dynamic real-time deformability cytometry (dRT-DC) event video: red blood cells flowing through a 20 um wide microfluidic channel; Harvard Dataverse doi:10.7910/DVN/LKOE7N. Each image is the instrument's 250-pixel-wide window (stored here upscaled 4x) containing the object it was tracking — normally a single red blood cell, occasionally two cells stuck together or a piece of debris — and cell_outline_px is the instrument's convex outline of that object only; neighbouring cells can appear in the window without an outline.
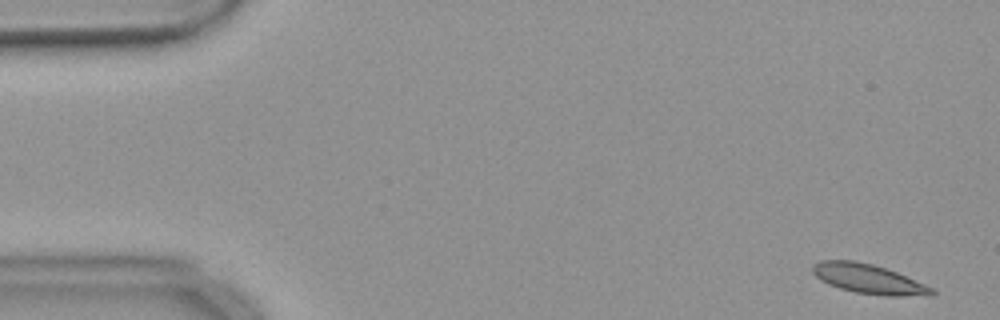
{"species": "common noctule bat (a hibernating species)", "species_latin": "Nyctalus noctula", "temperature_condition": "warm", "stored_images_in_passage": 56, "camera_frame_rate_fps": 3000, "um_per_image_px": 0.085, "animal": {"sex": "female", "body_mass_g": 18.4}, "frame": {"image": 1, "passage_image": 2, "time_ms": 0.333, "image_size_px": [1000, 320], "cell_outline_px": [[936, 292], [932, 296], [884, 296], [856, 292], [840, 288], [828, 284], [820, 280], [812, 272], [812, 264], [820, 260], [856, 260], [872, 264], [896, 272], [924, 284], [932, 288]], "centroid_in_image_um": [73.81, 23.71], "position_along_channel_um": 11.2, "area_um2": 20.52}}
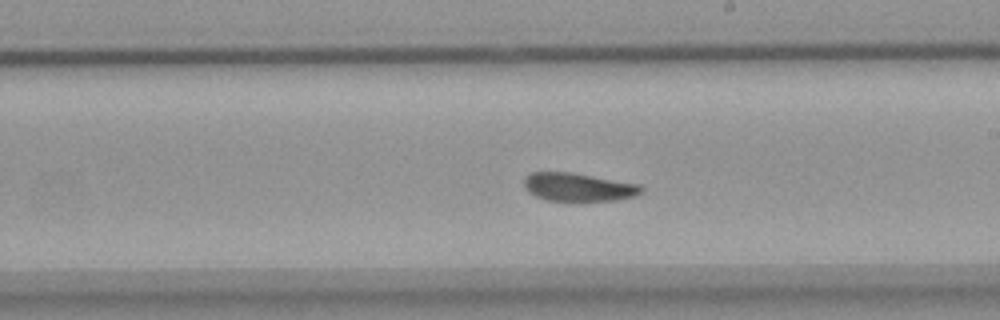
{"frame": {"image": 2, "passage_image": 31, "time_ms": 10.0, "image_size_px": [1000, 320], "cell_outline_px": [[644, 188], [636, 196], [616, 200], [572, 204], [544, 200], [528, 192], [524, 188], [524, 180], [532, 172], [572, 172], [640, 184]], "centroid_in_image_um": [49.16, 15.96], "position_along_channel_um": 239.8, "area_um2": 20.23}}
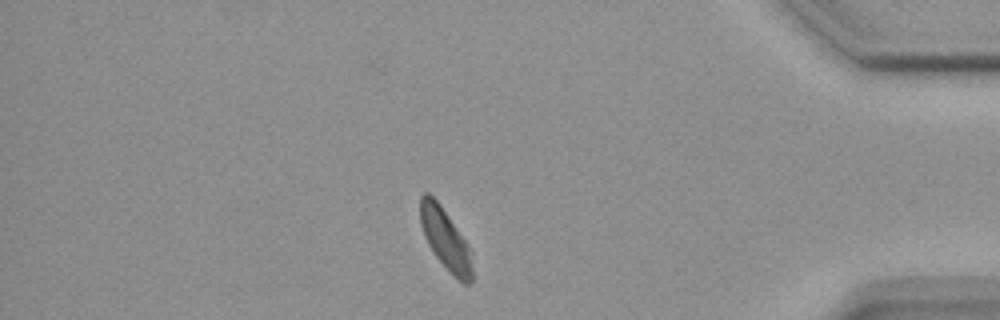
{"frame": {"image": 3, "passage_image": 47, "time_ms": 15.333, "image_size_px": [1000, 320], "cell_outline_px": [[472, 280], [468, 284], [464, 284], [436, 256], [428, 244], [424, 236], [420, 224], [420, 196], [424, 192], [428, 192], [440, 204], [464, 240], [468, 248], [472, 268]], "centroid_in_image_um": [37.81, 20.27], "position_along_channel_um": 397.4, "area_um2": 17.69}, "authors_computed_cell_mechanics": {"area_um2": 19.9699, "velocity_mm_per_s": 3.6254, "shape_relaxation_time_tau1_ms": 6.011, "shape_relaxation_time_tau2_ms": 0.8557, "deformation_change_tau1": 0.1367, "deformation_change_tau2": 0.0546}}